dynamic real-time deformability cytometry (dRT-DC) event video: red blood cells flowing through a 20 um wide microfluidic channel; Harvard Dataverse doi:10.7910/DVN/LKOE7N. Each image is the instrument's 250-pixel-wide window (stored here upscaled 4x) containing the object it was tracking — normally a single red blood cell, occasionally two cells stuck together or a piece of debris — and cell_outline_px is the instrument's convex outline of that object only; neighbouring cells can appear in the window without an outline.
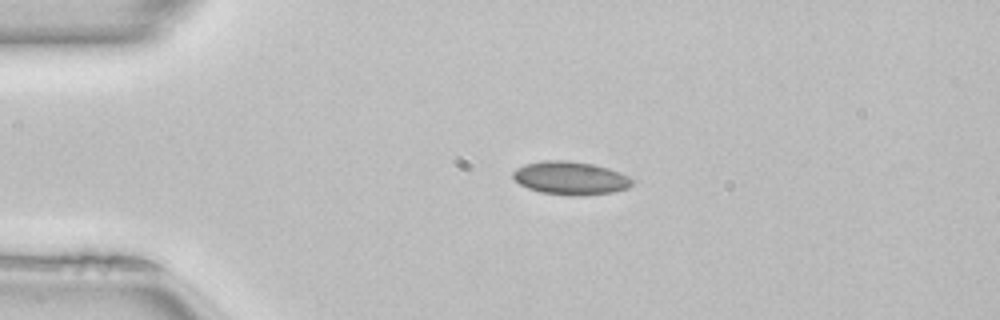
{"species": "common noctule bat (a hibernating species)", "species_latin": "Nyctalus noctula", "temperature_condition": "room temperature", "stored_images_in_passage": 40, "camera_frame_rate_fps": 3000, "um_per_image_px": 0.085, "animal": {"sex": "female", "body_mass_g": 22.7, "forearm_length_mm": 54.2}, "frame": {"image": 1, "passage_image": 1, "time_ms": 0.0, "image_size_px": [1000, 320], "cell_outline_px": [[632, 184], [628, 188], [612, 192], [580, 196], [576, 196], [540, 192], [528, 188], [520, 184], [512, 176], [512, 172], [516, 168], [524, 164], [544, 160], [568, 160], [592, 164], [608, 168], [620, 172], [628, 176], [632, 180]], "centroid_in_image_um": [48.47, 15.13], "position_along_channel_um": 36.5, "area_um2": 23.06}}
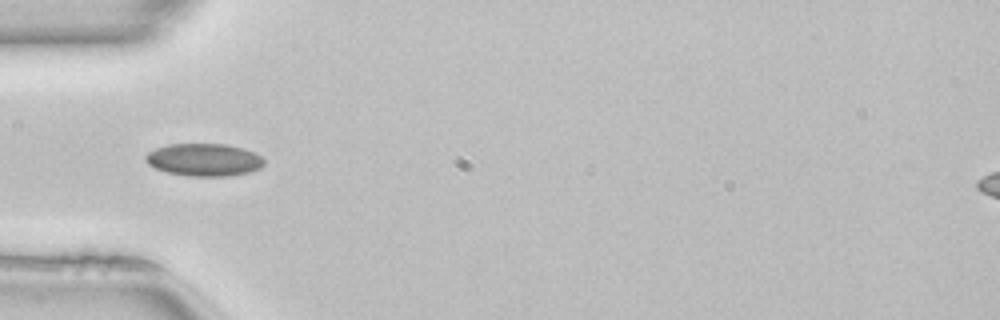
{"frame": {"image": 2, "passage_image": 6, "time_ms": 1.667, "image_size_px": [1000, 320], "cell_outline_px": [[264, 164], [260, 168], [248, 172], [228, 176], [188, 176], [168, 172], [156, 168], [148, 164], [144, 160], [144, 156], [148, 152], [156, 148], [168, 144], [224, 144], [244, 148], [260, 156], [264, 160]], "centroid_in_image_um": [17.32, 13.58], "position_along_channel_um": 67.7, "area_um2": 22.43}}
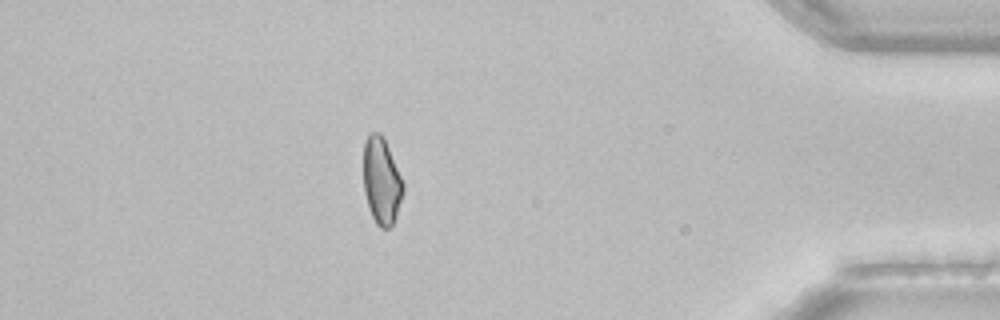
{"frame": {"image": 3, "passage_image": 34, "time_ms": 11.0, "image_size_px": [1000, 320], "cell_outline_px": [[404, 192], [396, 216], [392, 224], [388, 228], [380, 228], [376, 224], [368, 208], [364, 192], [364, 140], [372, 132], [380, 132], [384, 136], [404, 184]], "centroid_in_image_um": [32.43, 15.37], "position_along_channel_um": 402.8, "area_um2": 20.17}, "authors_computed_cell_mechanics": {"area_um2": 21.097, "velocity_mm_per_s": 4.0705, "shape_relaxation_time_tau1_ms": 11.0543, "shape_relaxation_time_tau2_ms": 2.7395, "deformation_change_tau1": 0.1374, "deformation_change_tau2": 0.0555}}